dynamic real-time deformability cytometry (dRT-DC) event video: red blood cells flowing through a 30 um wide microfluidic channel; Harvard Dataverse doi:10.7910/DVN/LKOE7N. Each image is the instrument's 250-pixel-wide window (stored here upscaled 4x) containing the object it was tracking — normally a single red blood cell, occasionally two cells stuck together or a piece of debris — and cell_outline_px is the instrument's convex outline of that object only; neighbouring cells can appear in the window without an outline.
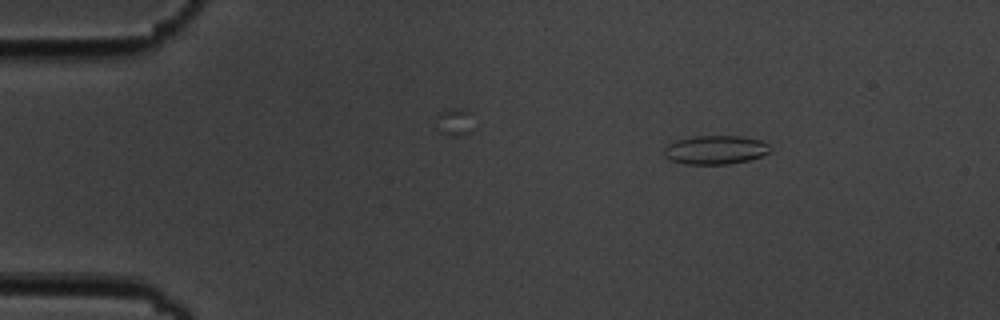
{"species": "common noctule bat (a hibernating species)", "species_latin": "Nyctalus noctula", "temperature_condition": "cold", "stored_images_in_passage": 4, "camera_frame_rate_fps": 3000, "um_per_image_px": 0.085, "animal": {"sex": "male", "body_mass_g": 19.5, "forearm_length_mm": 54.6}, "frame": {"image": 1, "passage_image": 1, "time_ms": 0.0, "image_size_px": [1000, 320], "cell_outline_px": [[772, 148], [768, 152], [760, 156], [748, 160], [728, 164], [684, 164], [672, 160], [664, 156], [664, 148], [668, 144], [676, 140], [696, 136], [740, 136], [760, 140], [768, 144]], "centroid_in_image_um": [60.8, 12.73], "position_along_channel_um": 24.2, "area_um2": 17.69}}